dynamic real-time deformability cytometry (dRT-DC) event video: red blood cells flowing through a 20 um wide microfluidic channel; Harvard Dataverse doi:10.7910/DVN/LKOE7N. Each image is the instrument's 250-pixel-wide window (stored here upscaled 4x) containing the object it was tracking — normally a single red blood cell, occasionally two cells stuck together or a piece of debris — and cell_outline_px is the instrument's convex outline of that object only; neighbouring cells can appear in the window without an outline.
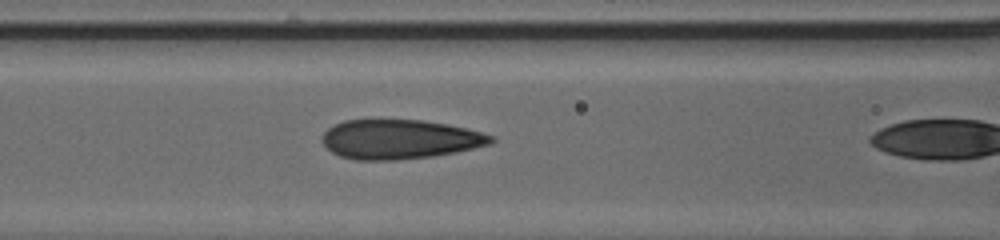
{"species": "human", "species_latin": "Homo sapiens", "temperature_condition": "cold", "stored_images_in_passage": 23, "camera_frame_rate_fps": 3000, "um_per_image_px": 0.085, "donor": {"sex": "male"}, "frame": {"image": 1, "passage_image": 22, "time_ms": 7.0, "image_size_px": [1000, 240], "cell_outline_px": [[496, 140], [492, 144], [456, 152], [432, 156], [396, 160], [356, 160], [340, 156], [332, 152], [320, 140], [320, 136], [328, 128], [344, 120], [420, 120], [448, 124], [496, 136]], "centroid_in_image_um": [33.98, 11.84], "position_along_channel_um": 132.6, "area_um2": 38.84}}